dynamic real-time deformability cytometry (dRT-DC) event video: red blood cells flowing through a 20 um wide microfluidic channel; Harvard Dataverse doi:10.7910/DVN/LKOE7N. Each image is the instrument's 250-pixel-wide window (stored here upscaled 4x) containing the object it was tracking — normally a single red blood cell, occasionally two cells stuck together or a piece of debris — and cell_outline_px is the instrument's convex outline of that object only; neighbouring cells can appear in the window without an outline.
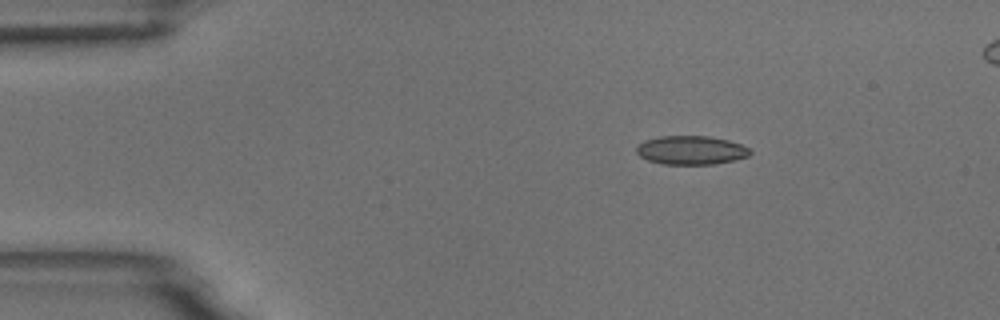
{"species": "common noctule bat (a hibernating species)", "species_latin": "Nyctalus noctula", "temperature_condition": "room temperature", "stored_images_in_passage": 5, "segment_of_instrument_passage": [1, 2], "camera_frame_rate_fps": 3000, "um_per_image_px": 0.085, "animal": {"sex": "male", "body_mass_g": 18.8}, "frame": {"image": 1, "passage_image": 2, "time_ms": 1.0, "image_size_px": [1000, 320], "cell_outline_px": [[752, 152], [748, 156], [736, 160], [712, 164], [664, 164], [648, 160], [640, 156], [636, 152], [636, 148], [644, 140], [660, 136], [708, 136], [728, 140], [740, 144], [748, 148]], "centroid_in_image_um": [58.74, 12.76], "position_along_channel_um": 26.3, "area_um2": 18.96}}